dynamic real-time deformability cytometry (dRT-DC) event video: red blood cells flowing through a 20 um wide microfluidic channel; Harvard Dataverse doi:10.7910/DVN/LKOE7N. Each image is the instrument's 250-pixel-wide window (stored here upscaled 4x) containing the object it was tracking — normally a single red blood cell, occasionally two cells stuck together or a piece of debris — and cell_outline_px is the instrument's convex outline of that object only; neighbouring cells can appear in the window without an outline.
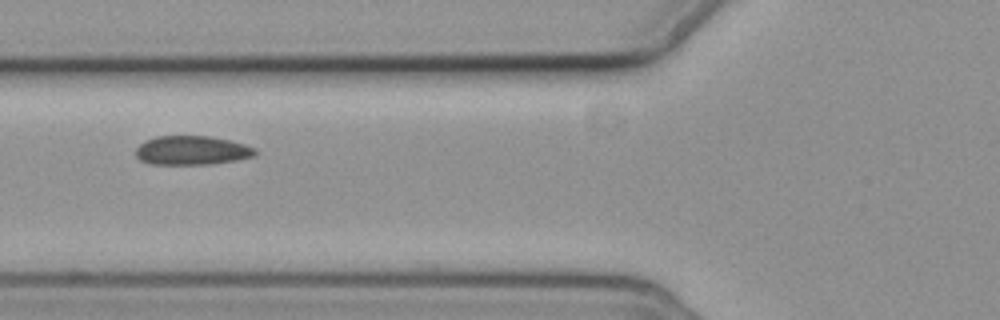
{"species": "common noctule bat (a hibernating species)", "species_latin": "Nyctalus noctula", "temperature_condition": "cold", "stored_images_in_passage": 3, "camera_frame_rate_fps": 3000, "um_per_image_px": 0.085, "animal": {"sex": "female", "body_mass_g": 19.3, "forearm_length_mm": 54.1}, "frame": {"image": 1, "passage_image": 2, "time_ms": 1.333, "image_size_px": [1000, 320], "cell_outline_px": [[256, 156], [236, 160], [208, 164], [148, 164], [140, 160], [136, 156], [136, 148], [144, 140], [156, 136], [208, 136], [232, 140], [256, 148]], "centroid_in_image_um": [16.3, 12.78], "position_along_channel_um": 109.5, "area_um2": 20.35}}
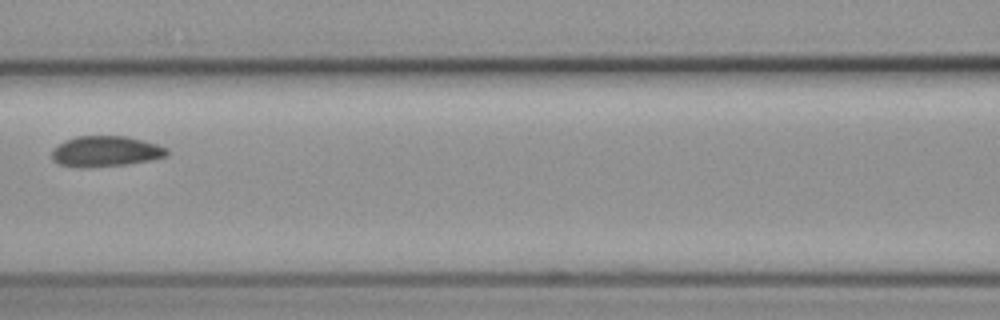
{"frame": {"image": 2, "passage_image": 3, "time_ms": 2.667, "image_size_px": [1000, 320], "cell_outline_px": [[168, 156], [128, 164], [60, 164], [52, 160], [52, 148], [64, 140], [76, 136], [128, 136], [144, 140], [168, 148]], "centroid_in_image_um": [9.03, 12.8], "position_along_channel_um": 157.6, "area_um2": 19.71}}